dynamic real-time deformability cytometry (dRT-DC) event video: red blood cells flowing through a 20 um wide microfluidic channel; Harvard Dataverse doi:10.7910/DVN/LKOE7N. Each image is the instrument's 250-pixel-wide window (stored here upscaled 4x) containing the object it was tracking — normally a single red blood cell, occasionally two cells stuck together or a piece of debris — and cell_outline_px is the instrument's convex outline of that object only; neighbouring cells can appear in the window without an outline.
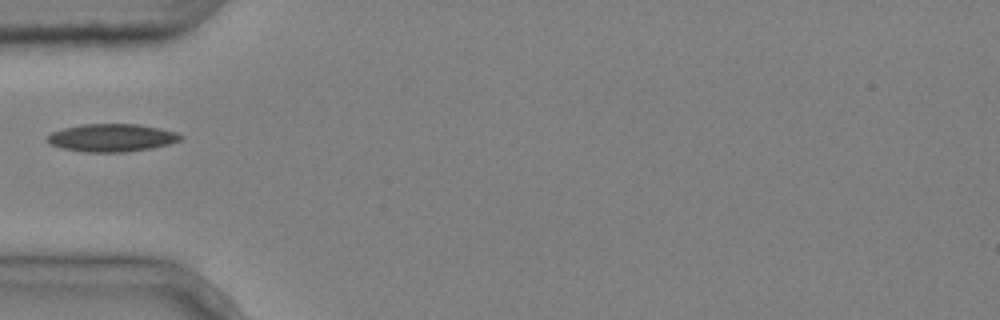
{"species": "common noctule bat (a hibernating species)", "species_latin": "Nyctalus noctula", "temperature_condition": "cold", "stored_images_in_passage": 6, "camera_frame_rate_fps": 3000, "um_per_image_px": 0.085, "animal": {"sex": "male", "body_mass_g": 20.4}, "frame": {"image": 1, "passage_image": 5, "time_ms": 1.333, "image_size_px": [1000, 320], "cell_outline_px": [[184, 136], [180, 140], [168, 144], [152, 148], [124, 152], [84, 152], [60, 148], [48, 144], [44, 140], [52, 132], [64, 128], [80, 124], [136, 124], [160, 128], [176, 132]], "centroid_in_image_um": [9.45, 11.71], "position_along_channel_um": 75.5, "area_um2": 21.73}}